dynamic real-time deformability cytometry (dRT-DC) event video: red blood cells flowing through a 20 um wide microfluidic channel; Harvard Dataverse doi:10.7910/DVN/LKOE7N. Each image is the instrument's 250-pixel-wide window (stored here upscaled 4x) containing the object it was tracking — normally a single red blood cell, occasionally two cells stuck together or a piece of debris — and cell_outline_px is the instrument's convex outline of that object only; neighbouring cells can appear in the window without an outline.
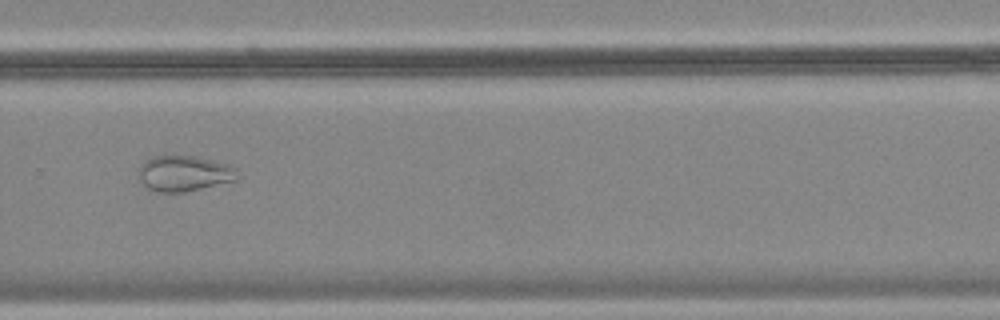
{"species": "common noctule bat (a hibernating species)", "species_latin": "Nyctalus noctula", "temperature_condition": "cold", "stored_images_in_passage": 39, "camera_frame_rate_fps": 3000, "um_per_image_px": 0.085, "animal": {"sex": "female", "body_mass_g": 18.4}, "frame": {"image": 1, "passage_image": 26, "time_ms": 8.333, "image_size_px": [1000, 320], "cell_outline_px": [[236, 180], [184, 192], [160, 192], [148, 188], [140, 180], [140, 164], [144, 160], [152, 156], [192, 156], [212, 160], [228, 164], [236, 168]], "centroid_in_image_um": [15.63, 14.73], "position_along_channel_um": 314.2, "area_um2": 20.23}}
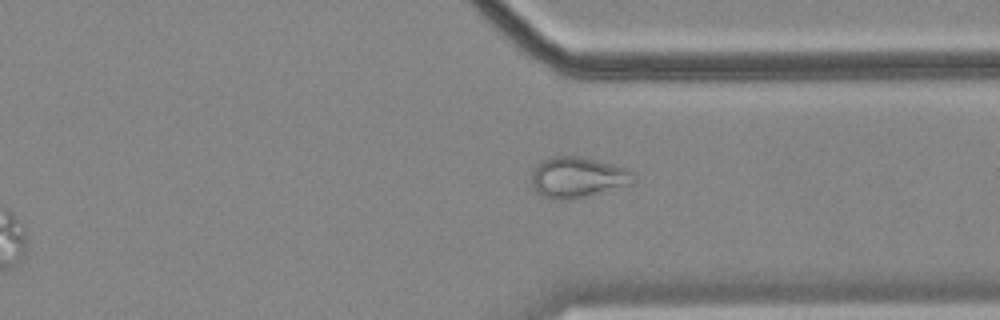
{"frame": {"image": 2, "passage_image": 30, "time_ms": 9.667, "image_size_px": [1000, 320], "cell_outline_px": [[636, 180], [632, 184], [584, 196], [564, 200], [556, 200], [540, 196], [532, 188], [532, 172], [536, 164], [540, 160], [552, 156], [576, 156], [612, 164], [628, 168], [636, 172]], "centroid_in_image_um": [49.09, 15.07], "position_along_channel_um": 362.3, "area_um2": 24.39}}
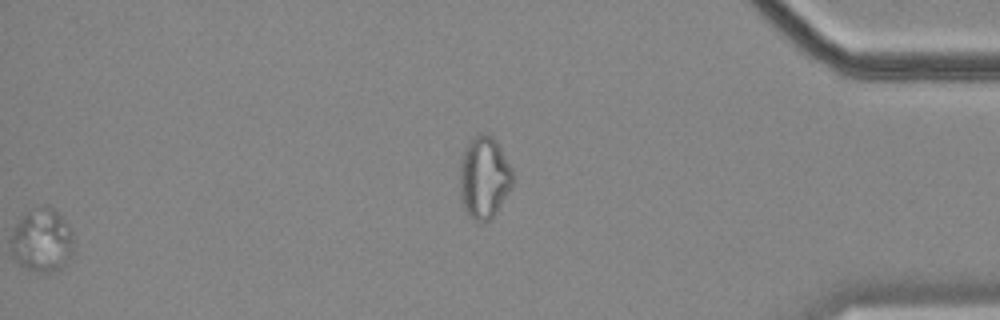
{"frame": {"image": 3, "passage_image": 35, "time_ms": 11.333, "image_size_px": [1000, 320], "cell_outline_px": [[512, 188], [496, 212], [488, 220], [476, 220], [464, 208], [460, 200], [460, 164], [464, 148], [480, 132], [488, 132], [492, 136], [500, 148], [512, 168]], "centroid_in_image_um": [41.15, 15.06], "position_along_channel_um": 394.1, "area_um2": 25.03}}